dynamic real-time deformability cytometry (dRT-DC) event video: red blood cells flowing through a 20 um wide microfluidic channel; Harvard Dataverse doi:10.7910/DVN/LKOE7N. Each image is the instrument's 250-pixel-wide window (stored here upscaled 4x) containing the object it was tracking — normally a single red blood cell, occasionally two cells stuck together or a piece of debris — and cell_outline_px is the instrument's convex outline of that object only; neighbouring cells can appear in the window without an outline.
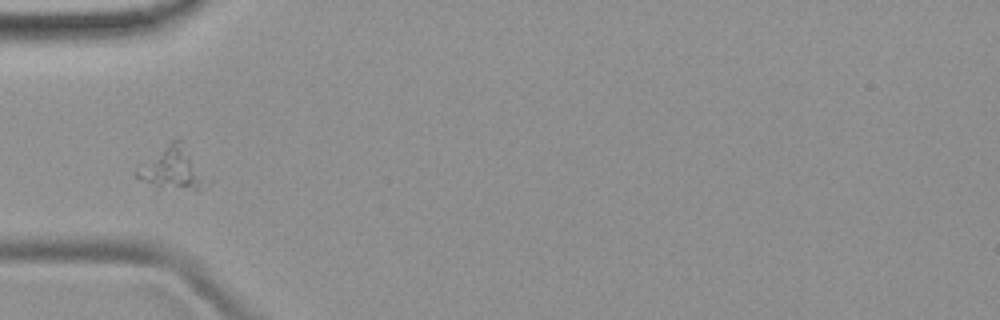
{"species": "common noctule bat (a hibernating species)", "species_latin": "Nyctalus noctula", "temperature_condition": "room temperature", "stored_images_in_passage": 36, "camera_frame_rate_fps": 3000, "um_per_image_px": 0.085, "animal": {"sex": "female", "body_mass_g": 19.9}, "frame": {"image": 1, "passage_image": 1, "time_ms": 0.0, "image_size_px": [1000, 320], "cell_outline_px": [[204, 180], [196, 192], [156, 192], [136, 176], [136, 168], [172, 140], [180, 136]], "centroid_in_image_um": [14.54, 14.43], "position_along_channel_um": 70.5, "area_um2": 17.4}}
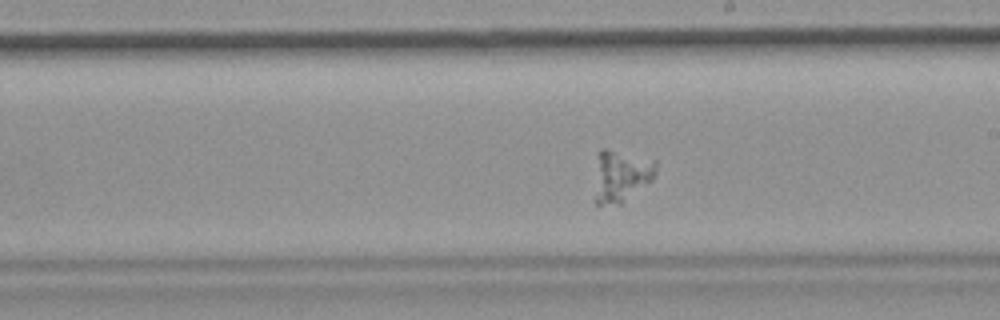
{"frame": {"image": 2, "passage_image": 14, "time_ms": 4.333, "image_size_px": [1000, 320], "cell_outline_px": [[656, 172], [652, 180], [620, 204], [600, 208], [596, 208], [596, 196], [600, 148], [604, 148], [656, 160]], "centroid_in_image_um": [52.82, 15.0], "position_along_channel_um": 236.2, "area_um2": 18.15}}
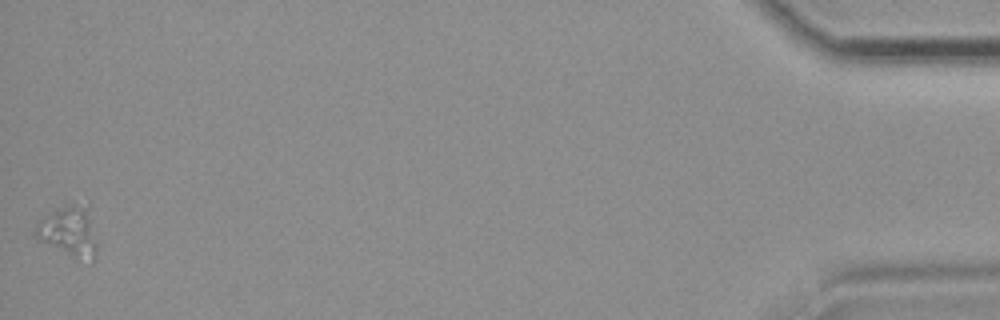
{"frame": {"image": 3, "passage_image": 36, "time_ms": 11.667, "image_size_px": [1000, 320], "cell_outline_px": [[96, 260], [92, 264], [72, 256], [32, 236], [32, 232], [36, 224], [48, 212], [68, 204], [88, 200], [96, 244]], "centroid_in_image_um": [5.89, 19.63], "position_along_channel_um": 429.3, "area_um2": 18.67}}